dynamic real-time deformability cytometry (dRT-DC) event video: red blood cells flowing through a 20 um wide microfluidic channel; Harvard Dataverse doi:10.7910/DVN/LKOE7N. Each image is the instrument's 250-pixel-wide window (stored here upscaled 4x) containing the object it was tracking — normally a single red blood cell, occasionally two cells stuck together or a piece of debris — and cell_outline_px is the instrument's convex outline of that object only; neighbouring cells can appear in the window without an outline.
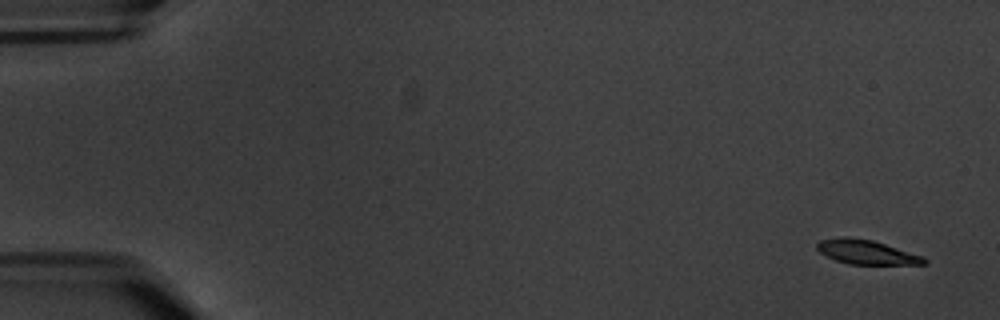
{"species": "common noctule bat (a hibernating species)", "species_latin": "Nyctalus noctula", "temperature_condition": "warm", "stored_images_in_passage": 5, "camera_frame_rate_fps": 3000, "um_per_image_px": 0.085, "animal": {"sex": "male", "body_mass_g": 20.1, "forearm_length_mm": 53.5}, "frame": {"image": 1, "passage_image": 1, "time_ms": 0.0, "image_size_px": [1000, 320], "cell_outline_px": [[928, 264], [848, 264], [836, 260], [820, 252], [816, 248], [816, 244], [820, 240], [844, 236], [848, 236], [872, 240], [924, 256], [928, 260]], "centroid_in_image_um": [73.67, 21.42], "position_along_channel_um": 11.3, "area_um2": 15.14}}